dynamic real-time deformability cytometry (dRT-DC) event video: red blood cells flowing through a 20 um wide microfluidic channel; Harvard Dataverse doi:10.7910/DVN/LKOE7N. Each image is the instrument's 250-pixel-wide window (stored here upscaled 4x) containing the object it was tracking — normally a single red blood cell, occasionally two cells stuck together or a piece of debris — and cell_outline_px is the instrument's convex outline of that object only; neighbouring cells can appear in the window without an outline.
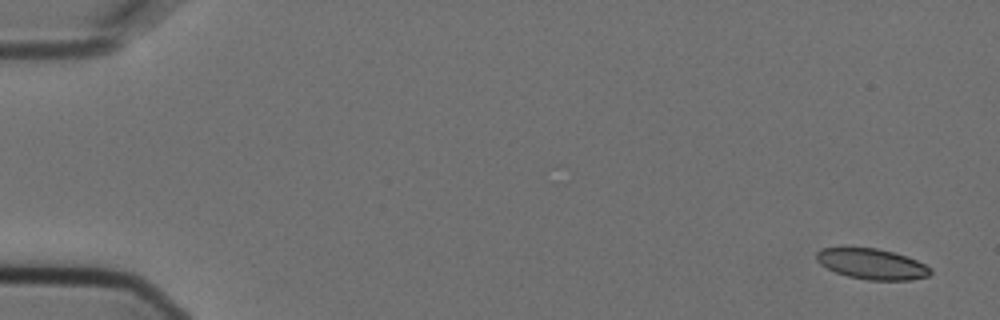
{"species": "Egyptian fruit bat (a non-hibernating species)", "species_latin": "Rousettus aegyptiacus", "temperature_condition": "cold", "stored_images_in_passage": 5, "camera_frame_rate_fps": 3000, "um_per_image_px": 0.085, "animal": {"sex": "female"}, "frame": {"image": 1, "passage_image": 1, "time_ms": 0.0, "image_size_px": [1000, 320], "cell_outline_px": [[932, 272], [928, 276], [912, 280], [868, 280], [848, 276], [836, 272], [820, 264], [816, 260], [816, 252], [820, 248], [840, 244], [844, 244], [876, 248], [908, 256], [932, 268]], "centroid_in_image_um": [74.04, 22.38], "position_along_channel_um": 11.0, "area_um2": 21.15}}
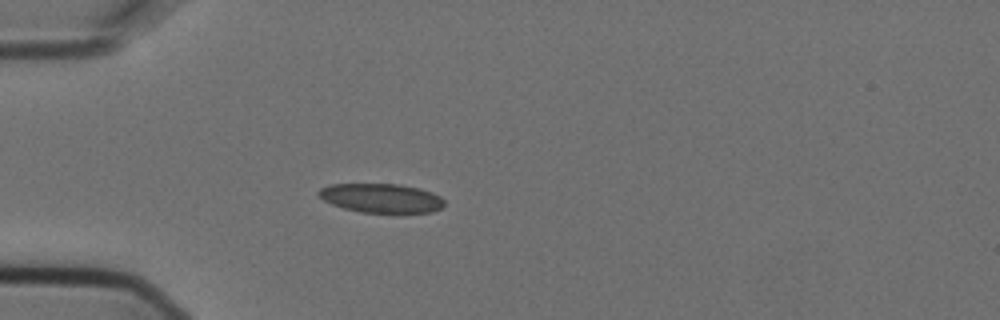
{"frame": {"image": 2, "passage_image": 5, "time_ms": 1.333, "image_size_px": [1000, 320], "cell_outline_px": [[444, 204], [440, 208], [432, 212], [360, 212], [344, 208], [332, 204], [324, 200], [316, 192], [320, 188], [332, 184], [400, 184], [420, 188], [432, 192], [440, 196], [444, 200]], "centroid_in_image_um": [32.41, 16.83], "position_along_channel_um": 52.6, "area_um2": 21.21}}